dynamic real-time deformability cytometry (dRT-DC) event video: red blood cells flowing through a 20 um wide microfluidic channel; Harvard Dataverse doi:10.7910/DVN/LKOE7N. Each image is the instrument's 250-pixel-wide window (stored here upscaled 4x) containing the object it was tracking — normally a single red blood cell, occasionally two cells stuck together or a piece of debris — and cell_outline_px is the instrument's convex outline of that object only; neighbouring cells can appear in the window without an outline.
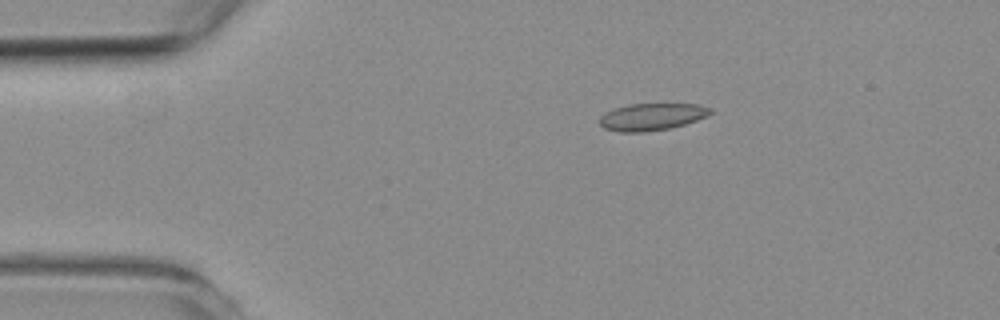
{"species": "common noctule bat (a hibernating species)", "species_latin": "Nyctalus noctula", "temperature_condition": "room temperature", "stored_images_in_passage": 48, "camera_frame_rate_fps": 3000, "um_per_image_px": 0.085, "animal": {"sex": "female", "body_mass_g": 19.3, "forearm_length_mm": 54.1}, "frame": {"image": 1, "passage_image": 1, "time_ms": 0.0, "image_size_px": [1000, 320], "cell_outline_px": [[712, 112], [708, 116], [684, 124], [668, 128], [644, 132], [620, 132], [604, 128], [600, 124], [600, 116], [604, 112], [628, 104], [700, 104], [712, 108]], "centroid_in_image_um": [55.41, 9.92], "position_along_channel_um": 29.6, "area_um2": 17.46}}
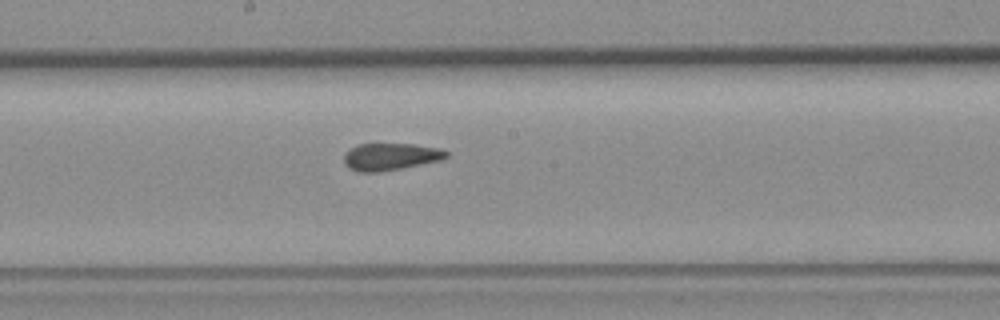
{"frame": {"image": 2, "passage_image": 21, "time_ms": 6.667, "image_size_px": [1000, 320], "cell_outline_px": [[448, 156], [440, 160], [380, 172], [356, 172], [348, 168], [344, 164], [344, 156], [356, 144], [412, 144], [440, 148], [448, 152]], "centroid_in_image_um": [33.17, 13.32], "position_along_channel_um": 215.0, "area_um2": 16.07}}
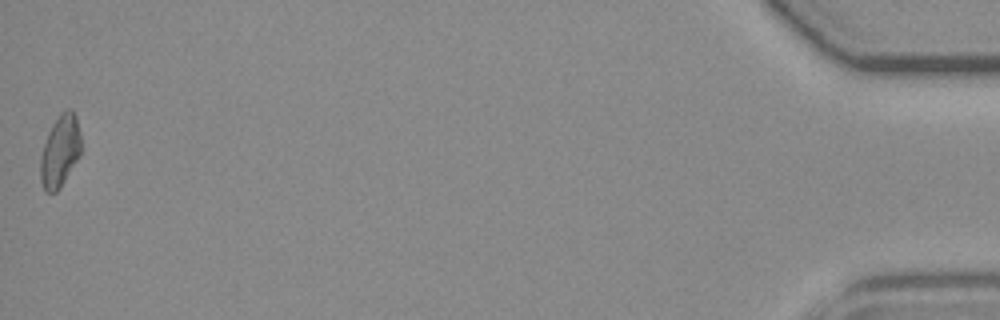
{"frame": {"image": 3, "passage_image": 48, "time_ms": 15.667, "image_size_px": [1000, 320], "cell_outline_px": [[80, 156], [60, 188], [56, 192], [44, 192], [40, 180], [40, 156], [48, 132], [52, 124], [60, 112], [68, 108], [72, 108], [76, 116], [80, 132]], "centroid_in_image_um": [5.1, 12.84], "position_along_channel_um": 430.1, "area_um2": 17.22}, "authors_computed_cell_mechanics": {"area_um2": 16.7909, "velocity_mm_per_s": 3.5514, "shape_relaxation_time_tau1_ms": null, "shape_relaxation_time_tau2_ms": 2.0395, "deformation_change_tau1": null, "deformation_change_tau2": 0.0853}}